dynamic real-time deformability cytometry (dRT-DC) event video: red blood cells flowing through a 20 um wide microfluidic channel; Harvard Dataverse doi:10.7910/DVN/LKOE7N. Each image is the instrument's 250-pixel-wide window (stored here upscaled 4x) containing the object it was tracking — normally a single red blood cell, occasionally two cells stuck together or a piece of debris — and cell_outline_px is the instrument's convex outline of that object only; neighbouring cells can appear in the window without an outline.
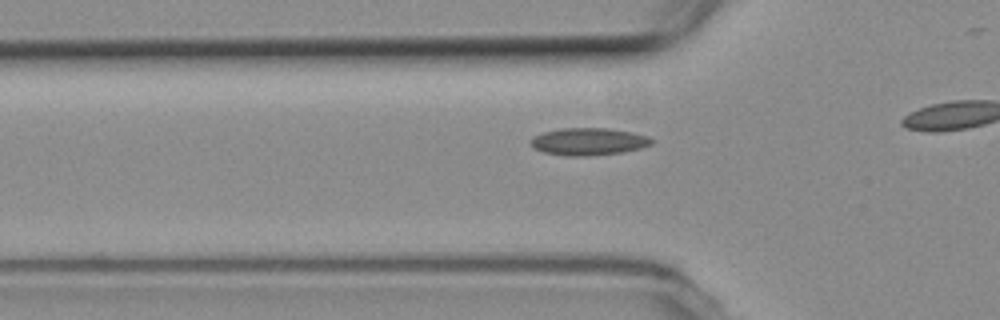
{"species": "common noctule bat (a hibernating species)", "species_latin": "Nyctalus noctula", "temperature_condition": "room temperature", "stored_images_in_passage": 27, "camera_frame_rate_fps": 3000, "um_per_image_px": 0.085, "animal": {"sex": "female", "body_mass_g": 19.3, "forearm_length_mm": 54.1}, "frame": {"image": 1, "passage_image": 12, "time_ms": 3.667, "image_size_px": [1000, 320], "cell_outline_px": [[656, 140], [652, 144], [640, 148], [624, 152], [592, 156], [568, 156], [544, 152], [532, 148], [532, 136], [544, 132], [560, 128], [608, 128], [632, 132], [648, 136]], "centroid_in_image_um": [50.06, 12.03], "position_along_channel_um": 75.7, "area_um2": 19.42}}
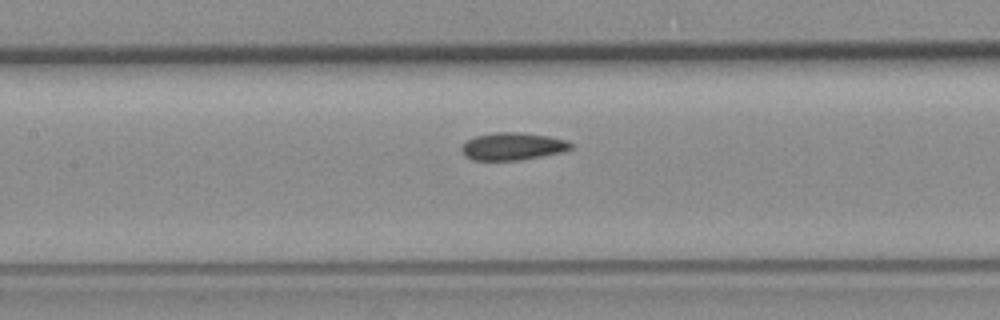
{"frame": {"image": 2, "passage_image": 19, "time_ms": 6.0, "image_size_px": [1000, 320], "cell_outline_px": [[572, 148], [564, 152], [520, 160], [472, 160], [464, 156], [460, 152], [460, 148], [468, 140], [476, 136], [496, 132], [520, 132], [548, 136], [568, 140], [572, 144]], "centroid_in_image_um": [43.58, 12.44], "position_along_channel_um": 163.8, "area_um2": 17.63}}
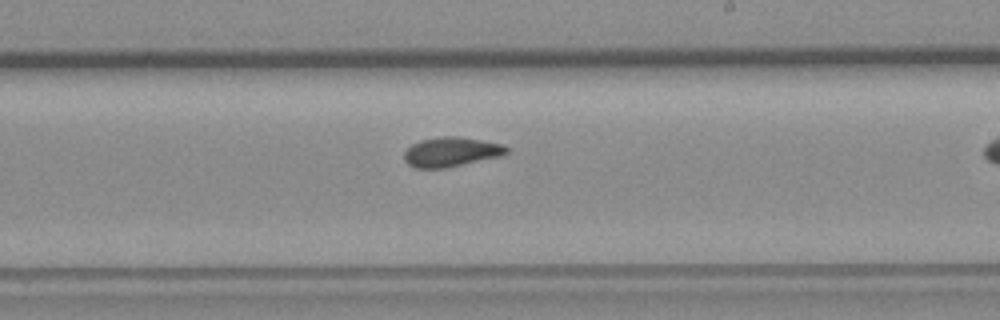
{"frame": {"image": 3, "passage_image": 26, "time_ms": 8.333, "image_size_px": [1000, 320], "cell_outline_px": [[508, 152], [504, 156], [444, 168], [416, 168], [408, 164], [404, 160], [404, 152], [412, 144], [420, 140], [440, 136], [460, 136], [504, 144], [508, 148]], "centroid_in_image_um": [38.38, 12.9], "position_along_channel_um": 250.6, "area_um2": 17.86}}